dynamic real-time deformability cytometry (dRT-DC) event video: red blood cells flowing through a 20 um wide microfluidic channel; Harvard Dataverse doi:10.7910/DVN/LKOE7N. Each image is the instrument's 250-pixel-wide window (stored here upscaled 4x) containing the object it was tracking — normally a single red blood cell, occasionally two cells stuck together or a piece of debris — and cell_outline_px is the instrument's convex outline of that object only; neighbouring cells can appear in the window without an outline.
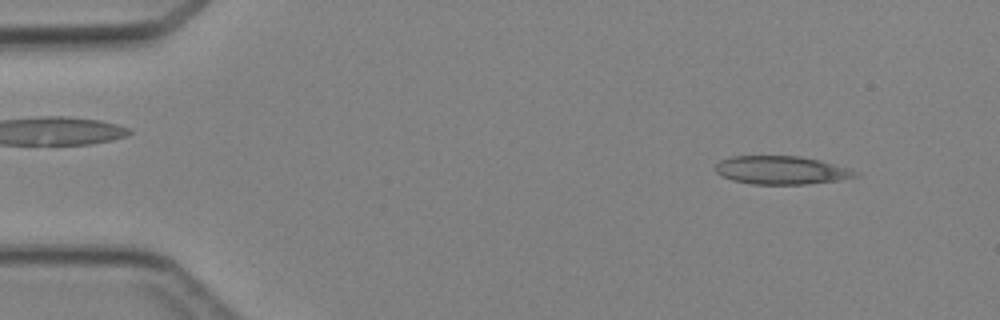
{"species": "Egyptian fruit bat (a non-hibernating species)", "species_latin": "Rousettus aegyptiacus", "temperature_condition": "cold", "stored_images_in_passage": 4, "camera_frame_rate_fps": 3000, "um_per_image_px": 0.085, "animal": {"sex": "female"}, "frame": {"image": 1, "passage_image": 1, "time_ms": 0.0, "image_size_px": [1000, 320], "cell_outline_px": [[860, 176], [840, 180], [804, 184], [752, 184], [732, 180], [716, 172], [716, 164], [720, 160], [732, 156], [800, 156], [820, 160], [852, 168], [860, 172]], "centroid_in_image_um": [66.49, 14.46], "position_along_channel_um": 18.5, "area_um2": 23.24}}
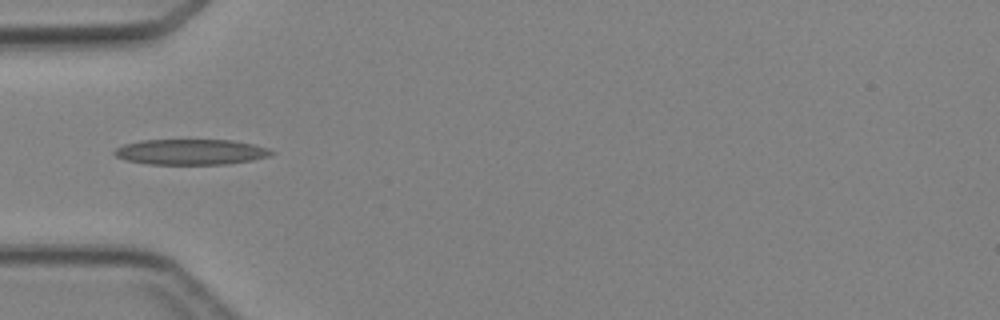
{"frame": {"image": 2, "passage_image": 4, "time_ms": 3.333, "image_size_px": [1000, 320], "cell_outline_px": [[276, 152], [268, 156], [252, 160], [224, 164], [148, 164], [124, 160], [116, 156], [112, 152], [116, 148], [124, 144], [140, 140], [232, 140], [252, 144], [268, 148]], "centroid_in_image_um": [16.19, 12.91], "position_along_channel_um": 68.8, "area_um2": 23.35}}